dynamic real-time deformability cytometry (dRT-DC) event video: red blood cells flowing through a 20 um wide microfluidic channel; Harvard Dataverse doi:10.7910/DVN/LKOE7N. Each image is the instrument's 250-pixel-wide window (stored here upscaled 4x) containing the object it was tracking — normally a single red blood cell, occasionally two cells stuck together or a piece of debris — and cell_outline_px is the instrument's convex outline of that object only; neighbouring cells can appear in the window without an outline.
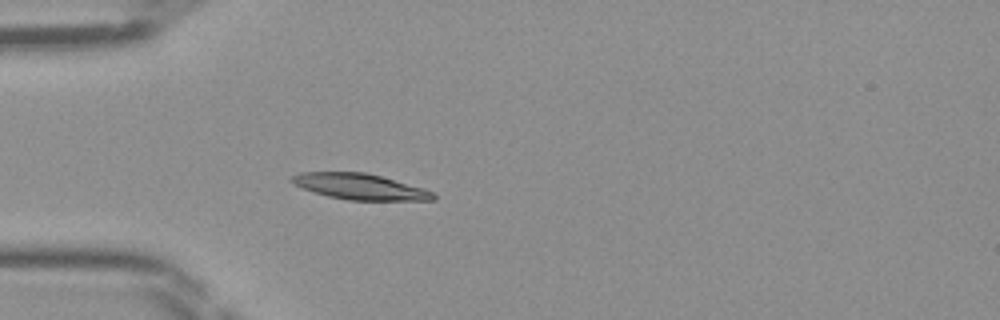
{"species": "Egyptian fruit bat (a non-hibernating species)", "species_latin": "Rousettus aegyptiacus", "temperature_condition": "room temperature", "stored_images_in_passage": 34, "camera_frame_rate_fps": 3000, "um_per_image_px": 0.085, "frame": {"image": 1, "passage_image": 1, "time_ms": 0.0, "image_size_px": [1000, 320], "cell_outline_px": [[436, 200], [348, 200], [328, 196], [292, 184], [288, 180], [288, 176], [300, 172], [364, 172], [380, 176], [424, 188], [432, 192], [436, 196]], "centroid_in_image_um": [30.54, 15.85], "position_along_channel_um": 54.5, "area_um2": 21.27}}
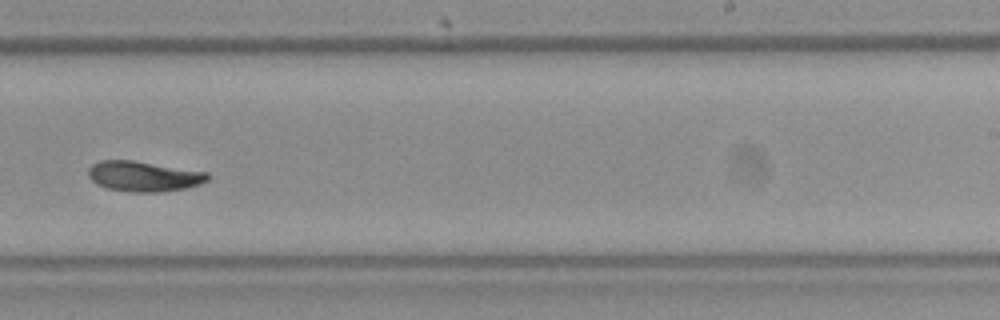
{"frame": {"image": 2, "passage_image": 17, "time_ms": 5.333, "image_size_px": [1000, 320], "cell_outline_px": [[212, 176], [208, 180], [200, 184], [184, 188], [156, 192], [128, 192], [108, 188], [96, 184], [88, 176], [88, 168], [92, 164], [100, 160], [132, 160], [208, 172]], "centroid_in_image_um": [12.21, 14.98], "position_along_channel_um": 276.8, "area_um2": 21.1}}
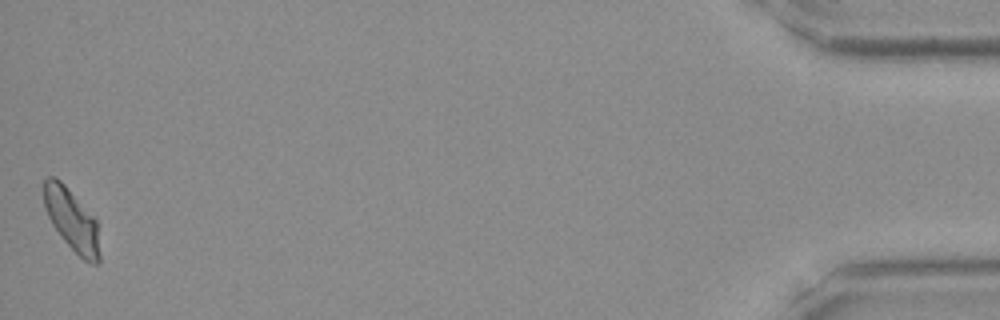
{"frame": {"image": 3, "passage_image": 34, "time_ms": 11.0, "image_size_px": [1000, 320], "cell_outline_px": [[100, 260], [96, 264], [92, 264], [84, 260], [64, 240], [52, 224], [44, 208], [44, 180], [48, 176], [56, 176], [64, 184], [96, 220], [100, 252]], "centroid_in_image_um": [6.09, 18.69], "position_along_channel_um": 429.1, "area_um2": 19.83}}